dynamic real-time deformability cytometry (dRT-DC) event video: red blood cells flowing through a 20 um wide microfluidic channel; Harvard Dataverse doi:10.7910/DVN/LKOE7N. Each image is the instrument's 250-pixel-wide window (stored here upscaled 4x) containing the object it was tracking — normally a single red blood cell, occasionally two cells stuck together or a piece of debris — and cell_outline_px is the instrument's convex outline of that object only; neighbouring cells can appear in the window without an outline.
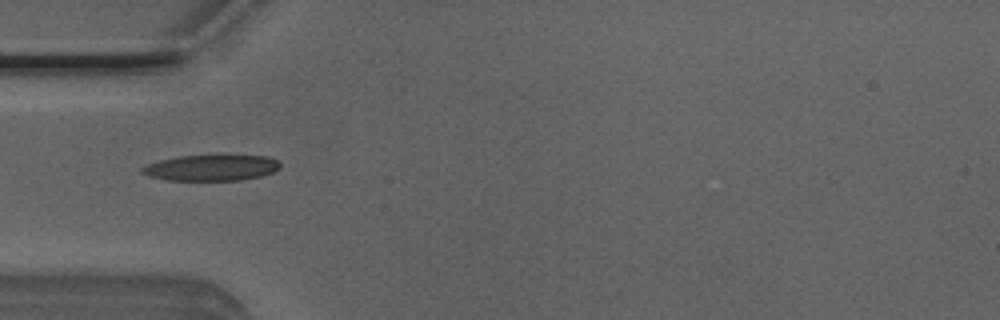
{"species": "Egyptian fruit bat (a non-hibernating species)", "species_latin": "Rousettus aegyptiacus", "temperature_condition": "room temperature", "stored_images_in_passage": 29, "camera_frame_rate_fps": 3000, "um_per_image_px": 0.085, "animal": {"sex": "male"}, "frame": {"image": 1, "passage_image": 3, "time_ms": 0.667, "image_size_px": [1000, 320], "cell_outline_px": [[280, 168], [272, 172], [260, 176], [240, 180], [168, 180], [148, 176], [140, 172], [140, 168], [148, 164], [160, 160], [180, 156], [268, 156], [276, 160], [280, 164]], "centroid_in_image_um": [17.93, 14.27], "position_along_channel_um": 67.1, "area_um2": 20.58}}
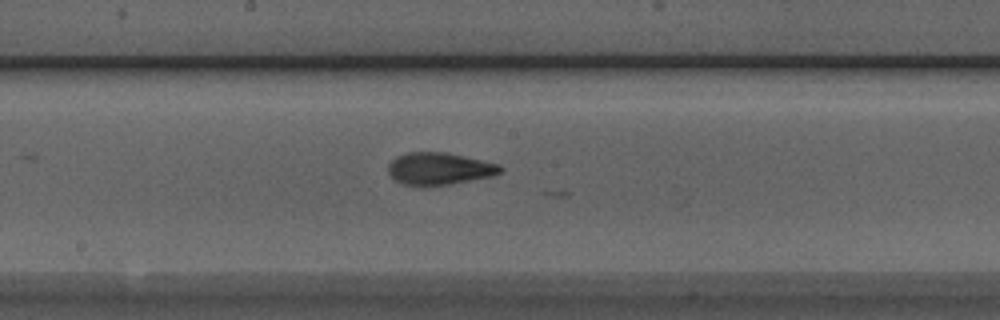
{"frame": {"image": 2, "passage_image": 14, "time_ms": 4.333, "image_size_px": [1000, 320], "cell_outline_px": [[504, 168], [500, 172], [492, 176], [448, 184], [420, 188], [404, 184], [392, 180], [388, 172], [388, 164], [396, 156], [408, 152], [444, 152], [464, 156], [500, 164]], "centroid_in_image_um": [37.28, 14.36], "position_along_channel_um": 210.9, "area_um2": 21.39}}
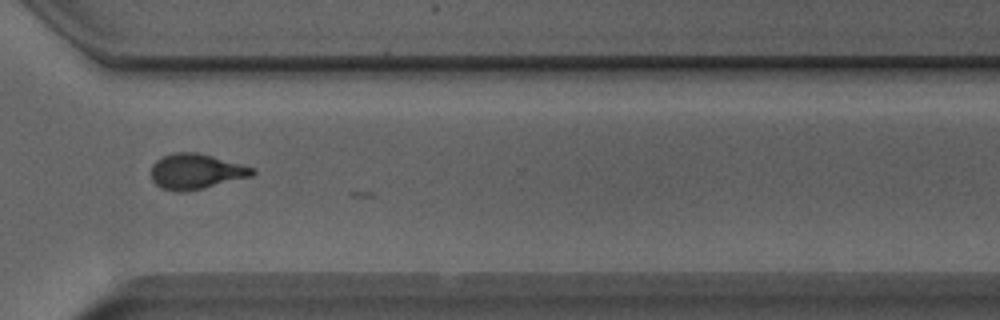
{"frame": {"image": 3, "passage_image": 25, "time_ms": 8.0, "image_size_px": [1000, 320], "cell_outline_px": [[256, 172], [252, 176], [204, 188], [184, 192], [176, 192], [160, 188], [152, 180], [152, 164], [156, 160], [172, 152], [196, 152], [212, 156], [256, 168]], "centroid_in_image_um": [16.66, 14.58], "position_along_channel_um": 353.9, "area_um2": 20.92}, "authors_computed_cell_mechanics": {"area_um2": 20.808, "velocity_mm_per_s": 3.9079, "shape_relaxation_time_tau1_ms": 6.0953, "shape_relaxation_time_tau2_ms": 1.5855, "deformation_change_tau1": 0.2016, "deformation_change_tau2": 0.0916}}